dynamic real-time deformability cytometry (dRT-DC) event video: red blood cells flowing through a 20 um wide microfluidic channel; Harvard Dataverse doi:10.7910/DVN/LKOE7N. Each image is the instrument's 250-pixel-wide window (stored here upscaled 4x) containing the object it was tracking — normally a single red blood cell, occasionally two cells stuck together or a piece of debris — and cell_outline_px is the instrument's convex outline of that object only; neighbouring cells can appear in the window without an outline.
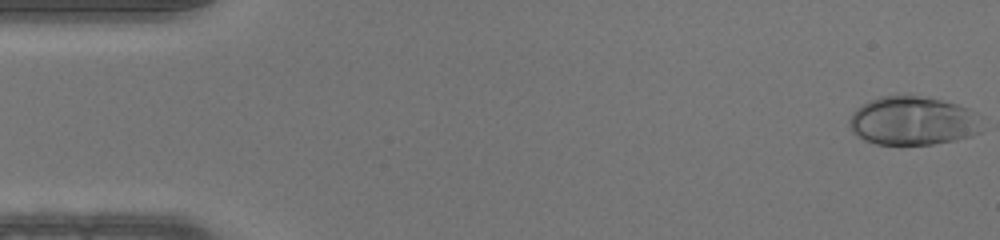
{"species": "human", "species_latin": "Homo sapiens", "temperature_condition": "warm", "stored_images_in_passage": 47, "camera_frame_rate_fps": 3000, "um_per_image_px": 0.085, "donor": {"sex": "male"}, "frame": {"image": 1, "passage_image": 1, "time_ms": 0.0, "image_size_px": [1000, 240], "cell_outline_px": [[980, 132], [972, 136], [956, 140], [932, 144], [876, 144], [864, 140], [856, 136], [852, 132], [848, 124], [848, 120], [852, 112], [856, 108], [868, 100], [880, 96], [920, 96], [940, 100], [956, 104], [968, 108], [976, 112]], "centroid_in_image_um": [77.53, 10.28], "position_along_channel_um": 7.5, "area_um2": 37.63}}
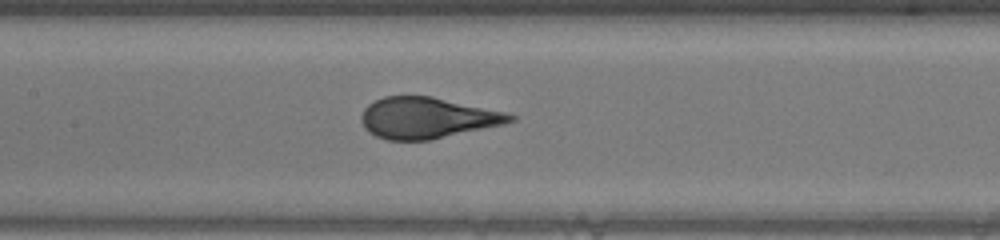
{"frame": {"image": 2, "passage_image": 22, "time_ms": 7.0, "image_size_px": [1000, 240], "cell_outline_px": [[516, 120], [504, 124], [428, 140], [388, 140], [376, 136], [368, 132], [364, 128], [360, 120], [360, 116], [364, 108], [368, 104], [384, 96], [432, 96], [504, 112], [516, 116]], "centroid_in_image_um": [36.26, 10.02], "position_along_channel_um": 171.1, "area_um2": 35.43}}
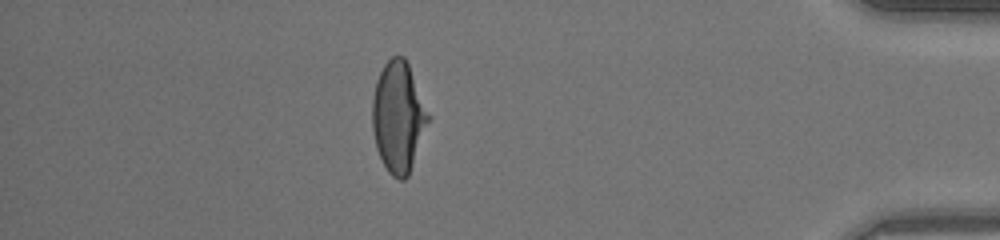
{"frame": {"image": 3, "passage_image": 41, "time_ms": 13.333, "image_size_px": [1000, 240], "cell_outline_px": [[432, 116], [408, 176], [404, 180], [400, 180], [392, 176], [388, 172], [376, 148], [372, 128], [372, 100], [376, 80], [384, 64], [392, 56], [404, 56], [408, 64]], "centroid_in_image_um": [33.88, 9.94], "position_along_channel_um": 401.3, "area_um2": 36.41}}